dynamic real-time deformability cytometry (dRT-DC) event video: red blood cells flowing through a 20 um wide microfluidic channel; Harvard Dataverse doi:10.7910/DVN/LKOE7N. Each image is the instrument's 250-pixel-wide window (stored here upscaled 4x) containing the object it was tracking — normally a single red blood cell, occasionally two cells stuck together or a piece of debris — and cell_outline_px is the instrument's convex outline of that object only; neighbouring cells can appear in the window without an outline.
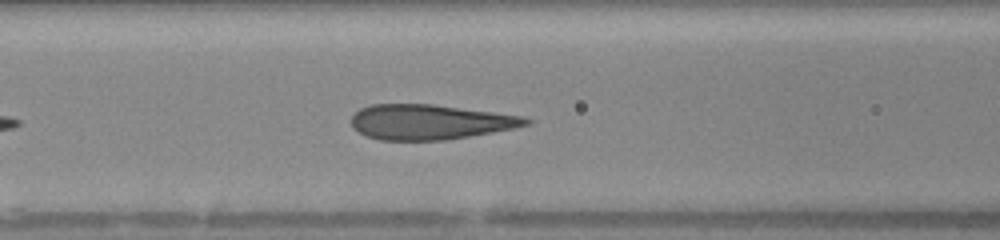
{"species": "human", "species_latin": "Homo sapiens", "temperature_condition": "warm", "stored_images_in_passage": 36, "camera_frame_rate_fps": 3000, "um_per_image_px": 0.085, "donor": {"sex": "female"}, "frame": {"image": 1, "passage_image": 8, "time_ms": 2.333, "image_size_px": [1000, 240], "cell_outline_px": [[532, 124], [492, 132], [448, 140], [380, 140], [368, 136], [352, 128], [352, 116], [360, 108], [372, 104], [432, 104], [524, 116], [532, 120]], "centroid_in_image_um": [36.55, 10.37], "position_along_channel_um": 130.1, "area_um2": 35.55}}
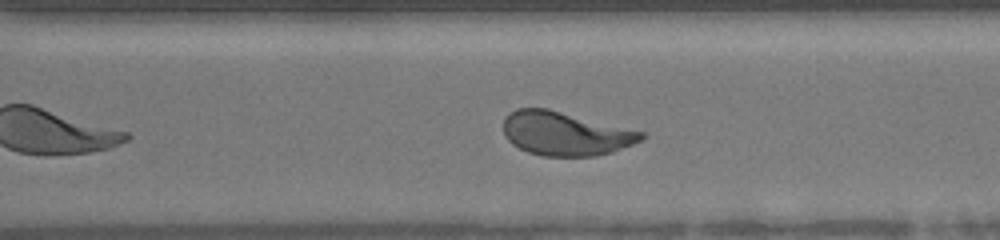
{"frame": {"image": 2, "passage_image": 22, "time_ms": 7.0, "image_size_px": [1000, 240], "cell_outline_px": [[644, 136], [640, 140], [632, 144], [612, 152], [596, 156], [544, 156], [528, 152], [512, 144], [508, 140], [504, 132], [504, 116], [508, 112], [516, 108], [548, 108], [644, 132]], "centroid_in_image_um": [48.01, 11.35], "position_along_channel_um": 322.6, "area_um2": 35.08}}
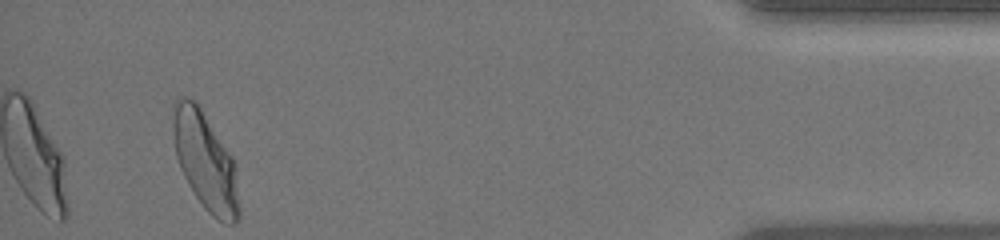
{"frame": {"image": 3, "passage_image": 33, "time_ms": 10.667, "image_size_px": [1000, 240], "cell_outline_px": [[240, 216], [236, 224], [228, 224], [216, 220], [204, 208], [188, 184], [180, 168], [176, 156], [172, 104], [180, 96], [188, 96], [200, 108], [232, 156], [240, 208]], "centroid_in_image_um": [17.45, 13.75], "position_along_channel_um": 417.7, "area_um2": 37.17}}